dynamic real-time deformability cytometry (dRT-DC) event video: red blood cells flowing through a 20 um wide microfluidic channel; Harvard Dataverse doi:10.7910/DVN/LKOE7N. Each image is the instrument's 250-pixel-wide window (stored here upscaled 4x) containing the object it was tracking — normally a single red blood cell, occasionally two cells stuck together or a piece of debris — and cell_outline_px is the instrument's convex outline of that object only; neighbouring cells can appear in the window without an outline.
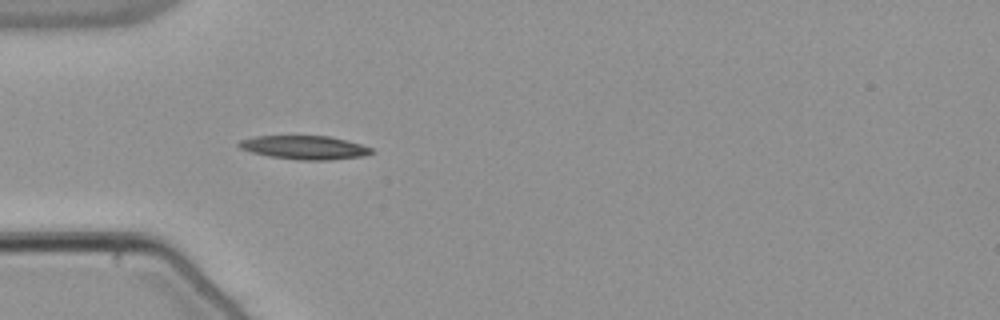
{"species": "common noctule bat (a hibernating species)", "species_latin": "Nyctalus noctula", "temperature_condition": "warm", "stored_images_in_passage": 15, "camera_frame_rate_fps": 3000, "um_per_image_px": 0.085, "animal": {"sex": "male", "body_mass_g": 21.5, "forearm_length_mm": 52.0}, "frame": {"image": 1, "passage_image": 5, "time_ms": 1.333, "image_size_px": [1000, 320], "cell_outline_px": [[376, 152], [364, 156], [328, 160], [296, 160], [268, 156], [252, 152], [240, 148], [236, 144], [240, 140], [256, 136], [328, 136], [360, 144], [372, 148]], "centroid_in_image_um": [25.88, 12.54], "position_along_channel_um": 59.1, "area_um2": 18.26}}
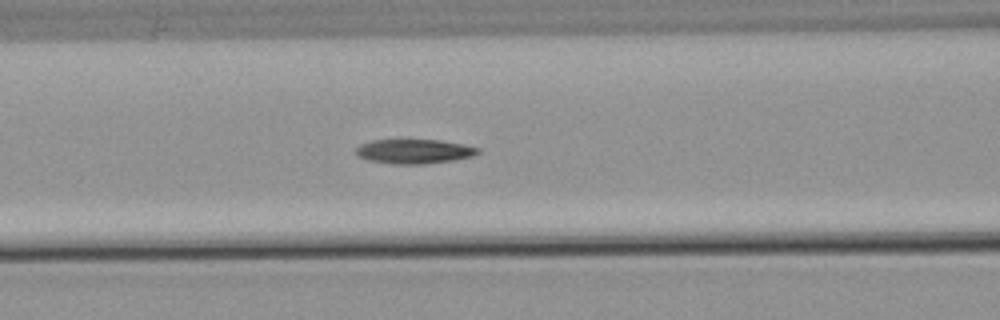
{"frame": {"image": 2, "passage_image": 11, "time_ms": 3.333, "image_size_px": [1000, 320], "cell_outline_px": [[480, 152], [476, 156], [452, 160], [424, 164], [392, 164], [368, 160], [360, 156], [356, 152], [356, 148], [360, 144], [372, 140], [440, 140], [480, 148]], "centroid_in_image_um": [35.22, 12.87], "position_along_channel_um": 131.4, "area_um2": 17.28}}